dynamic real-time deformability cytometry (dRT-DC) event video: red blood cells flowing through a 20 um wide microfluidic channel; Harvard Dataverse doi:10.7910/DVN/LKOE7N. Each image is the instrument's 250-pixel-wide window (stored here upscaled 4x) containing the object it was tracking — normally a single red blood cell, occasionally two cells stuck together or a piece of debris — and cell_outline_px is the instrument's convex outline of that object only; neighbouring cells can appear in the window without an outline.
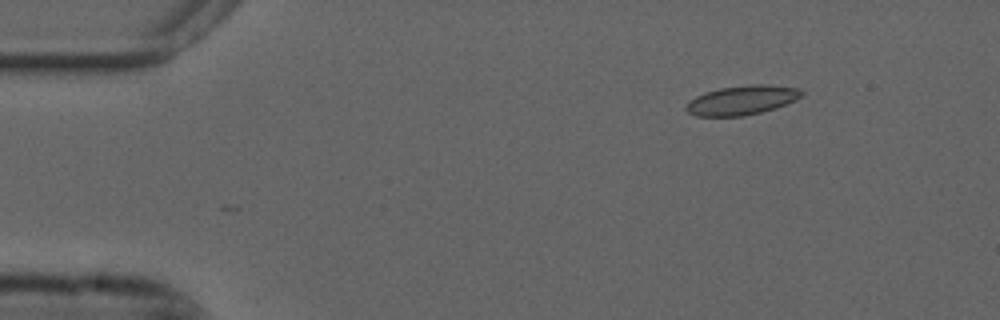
{"species": "common noctule bat (a hibernating species)", "species_latin": "Nyctalus noctula", "temperature_condition": "cold", "stored_images_in_passage": 49, "camera_frame_rate_fps": 3000, "um_per_image_px": 0.085, "animal": {"sex": "male", "forearm_length_mm": 52.5}, "frame": {"image": 1, "passage_image": 1, "time_ms": 0.0, "image_size_px": [1000, 320], "cell_outline_px": [[804, 96], [796, 100], [776, 108], [744, 116], [696, 116], [688, 112], [684, 108], [688, 100], [704, 92], [720, 88], [748, 84], [764, 84], [796, 88], [804, 92]], "centroid_in_image_um": [63.05, 8.51], "position_along_channel_um": 22.0, "area_um2": 19.88}}
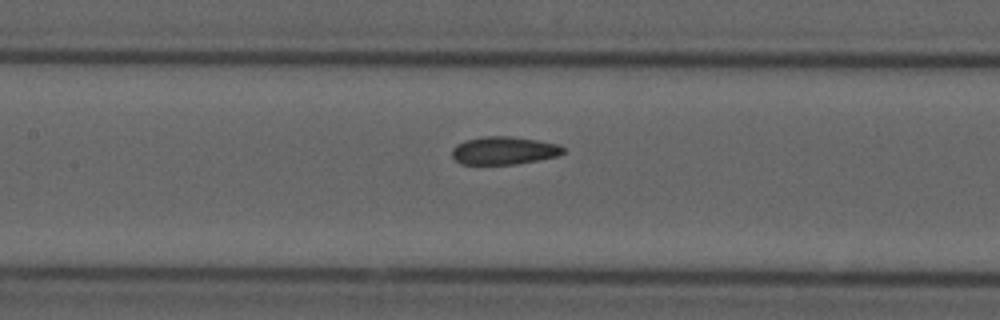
{"frame": {"image": 2, "passage_image": 19, "time_ms": 6.0, "image_size_px": [1000, 320], "cell_outline_px": [[564, 152], [560, 156], [516, 164], [460, 164], [452, 156], [452, 148], [456, 144], [464, 140], [484, 136], [508, 136], [536, 140], [556, 144], [564, 148]], "centroid_in_image_um": [42.81, 12.8], "position_along_channel_um": 164.6, "area_um2": 18.09}}
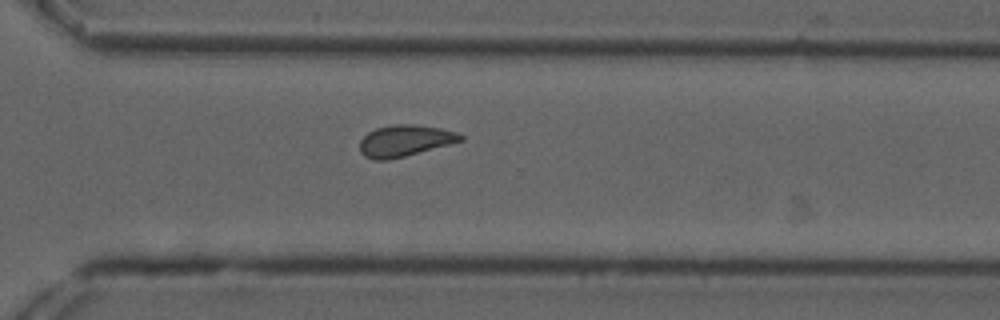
{"frame": {"image": 3, "passage_image": 33, "time_ms": 10.667, "image_size_px": [1000, 320], "cell_outline_px": [[464, 140], [404, 156], [388, 160], [376, 160], [364, 156], [360, 152], [360, 140], [368, 132], [376, 128], [392, 124], [416, 124], [440, 128], [456, 132], [464, 136]], "centroid_in_image_um": [34.39, 11.95], "position_along_channel_um": 336.2, "area_um2": 18.38}, "authors_computed_cell_mechanics": {"area_um2": 18.6694, "velocity_mm_per_s": 3.6849, "shape_relaxation_time_tau1_ms": null, "shape_relaxation_time_tau2_ms": 2.1886, "deformation_change_tau1": null, "deformation_change_tau2": 0.077}}